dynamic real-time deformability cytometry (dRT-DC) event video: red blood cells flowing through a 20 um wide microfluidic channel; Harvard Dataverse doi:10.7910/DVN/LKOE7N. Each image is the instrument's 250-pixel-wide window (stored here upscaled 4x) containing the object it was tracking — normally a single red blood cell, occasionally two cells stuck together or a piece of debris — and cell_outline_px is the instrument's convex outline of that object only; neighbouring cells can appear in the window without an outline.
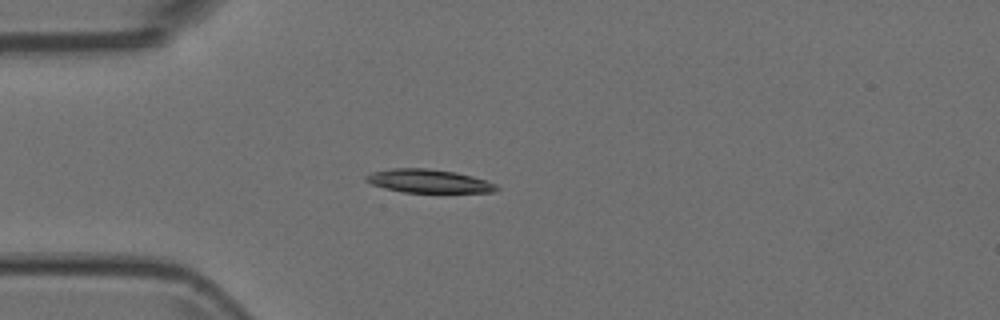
{"species": "Egyptian fruit bat (a non-hibernating species)", "species_latin": "Rousettus aegyptiacus", "temperature_condition": "room temperature", "stored_images_in_passage": 5, "camera_frame_rate_fps": 3000, "um_per_image_px": 0.085, "animal": {"sex": "female"}, "frame": {"image": 1, "passage_image": 4, "time_ms": 1.0, "image_size_px": [1000, 320], "cell_outline_px": [[500, 188], [492, 192], [404, 192], [384, 188], [372, 184], [364, 180], [364, 176], [372, 172], [392, 168], [424, 168], [456, 172], [472, 176], [496, 184]], "centroid_in_image_um": [36.4, 15.39], "position_along_channel_um": 48.6, "area_um2": 17.69}}